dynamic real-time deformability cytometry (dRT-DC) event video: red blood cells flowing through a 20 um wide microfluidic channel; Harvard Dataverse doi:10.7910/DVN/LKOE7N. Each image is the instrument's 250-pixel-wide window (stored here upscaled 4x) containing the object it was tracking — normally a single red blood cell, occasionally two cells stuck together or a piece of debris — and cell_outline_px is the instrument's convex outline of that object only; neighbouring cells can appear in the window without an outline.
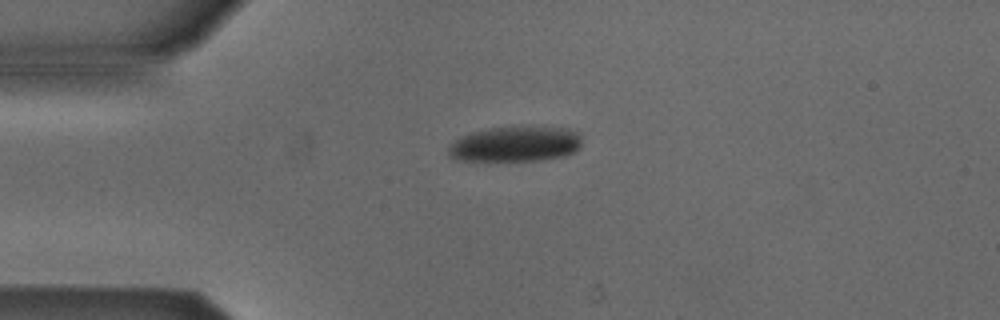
{"species": "Egyptian fruit bat (a non-hibernating species)", "species_latin": "Rousettus aegyptiacus", "temperature_condition": "cold", "stored_images_in_passage": 2, "camera_frame_rate_fps": 3000, "um_per_image_px": 0.085, "animal": {"sex": "male"}, "frame": {"image": 1, "passage_image": 1, "time_ms": 0.0, "image_size_px": [1000, 320], "cell_outline_px": [[580, 148], [564, 156], [540, 160], [456, 160], [448, 156], [448, 144], [460, 136], [472, 132], [488, 128], [568, 128], [580, 132]], "centroid_in_image_um": [43.77, 12.26], "position_along_channel_um": 41.2, "area_um2": 27.17}}